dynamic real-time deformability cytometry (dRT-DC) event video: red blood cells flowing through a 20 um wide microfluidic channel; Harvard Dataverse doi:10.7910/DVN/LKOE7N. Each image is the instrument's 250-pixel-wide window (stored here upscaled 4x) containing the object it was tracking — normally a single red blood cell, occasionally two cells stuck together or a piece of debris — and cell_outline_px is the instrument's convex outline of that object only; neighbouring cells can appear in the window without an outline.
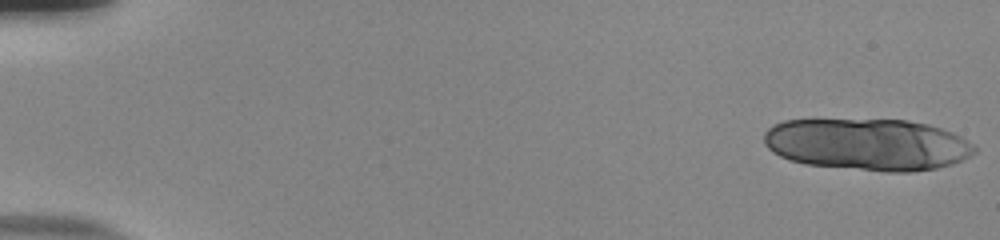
{"species": "human", "species_latin": "Homo sapiens", "temperature_condition": "room temperature", "stored_images_in_passage": 17, "camera_frame_rate_fps": 3000, "um_per_image_px": 0.085, "donor": {"sex": "male"}, "frame": {"image": 1, "passage_image": 1, "time_ms": 0.0, "image_size_px": [1000, 240], "cell_outline_px": [[976, 152], [952, 164], [936, 168], [908, 172], [884, 172], [808, 164], [792, 160], [780, 156], [772, 152], [764, 144], [764, 132], [768, 128], [784, 120], [908, 120], [928, 124], [940, 128], [972, 144], [976, 148]], "centroid_in_image_um": [73.7, 12.28], "position_along_channel_um": 11.3, "area_um2": 63.12}}